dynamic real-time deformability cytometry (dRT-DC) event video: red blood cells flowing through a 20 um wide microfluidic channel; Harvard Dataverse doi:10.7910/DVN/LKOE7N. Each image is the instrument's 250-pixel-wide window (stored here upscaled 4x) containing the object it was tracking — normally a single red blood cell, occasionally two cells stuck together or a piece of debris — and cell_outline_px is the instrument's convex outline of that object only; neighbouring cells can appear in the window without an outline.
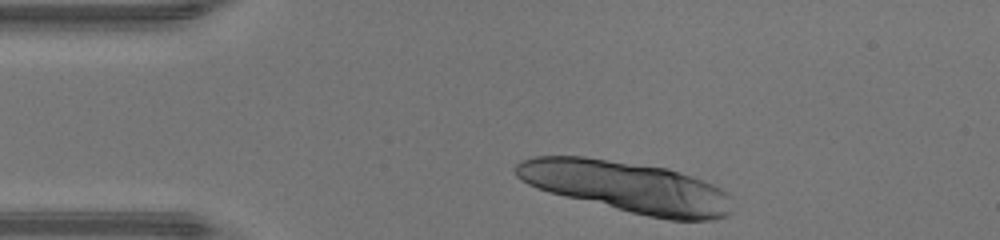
{"species": "human", "species_latin": "Homo sapiens", "temperature_condition": "warm", "stored_images_in_passage": 15, "camera_frame_rate_fps": 3000, "um_per_image_px": 0.085, "donor": {"sex": "male"}, "frame": {"image": 1, "passage_image": 1, "time_ms": 0.0, "image_size_px": [1000, 240], "cell_outline_px": [[728, 212], [724, 216], [712, 220], [668, 220], [648, 216], [564, 196], [548, 192], [536, 188], [528, 184], [516, 176], [516, 164], [520, 160], [536, 156], [584, 156], [668, 168], [692, 176], [712, 184], [728, 192]], "centroid_in_image_um": [53.24, 15.87], "position_along_channel_um": 31.8, "area_um2": 63.87}}
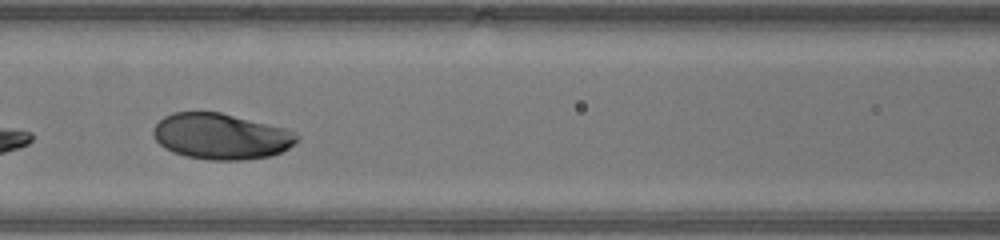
{"frame": {"image": 2, "passage_image": 13, "time_ms": 4.0, "image_size_px": [1000, 240], "cell_outline_px": [[300, 140], [288, 148], [272, 156], [240, 160], [212, 160], [184, 156], [172, 152], [164, 148], [156, 140], [152, 132], [152, 128], [164, 116], [172, 112], [220, 112], [284, 128], [296, 132], [300, 136]], "centroid_in_image_um": [18.78, 11.59], "position_along_channel_um": 147.8, "area_um2": 38.55}}